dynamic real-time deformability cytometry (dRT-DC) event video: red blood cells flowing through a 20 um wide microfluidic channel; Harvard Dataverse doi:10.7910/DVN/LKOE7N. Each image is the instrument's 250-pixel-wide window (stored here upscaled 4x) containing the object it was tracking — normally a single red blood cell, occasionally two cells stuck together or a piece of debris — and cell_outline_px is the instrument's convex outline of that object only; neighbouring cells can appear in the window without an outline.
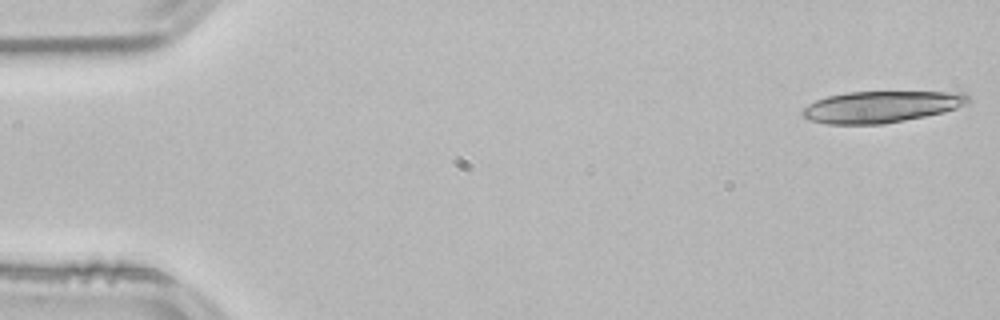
{"species": "common noctule bat (a hibernating species)", "species_latin": "Nyctalus noctula", "temperature_condition": "room temperature", "stored_images_in_passage": 19, "camera_frame_rate_fps": 3000, "um_per_image_px": 0.085, "animal": {"sex": "male", "body_mass_g": 21.5, "forearm_length_mm": 52.0}, "frame": {"image": 1, "passage_image": 1, "time_ms": 0.0, "image_size_px": [1000, 320], "cell_outline_px": [[972, 100], [956, 108], [924, 116], [884, 124], [828, 124], [808, 120], [800, 112], [804, 108], [816, 100], [828, 96], [848, 92], [960, 92], [968, 96]], "centroid_in_image_um": [74.86, 9.08], "position_along_channel_um": 10.1, "area_um2": 30.11}}